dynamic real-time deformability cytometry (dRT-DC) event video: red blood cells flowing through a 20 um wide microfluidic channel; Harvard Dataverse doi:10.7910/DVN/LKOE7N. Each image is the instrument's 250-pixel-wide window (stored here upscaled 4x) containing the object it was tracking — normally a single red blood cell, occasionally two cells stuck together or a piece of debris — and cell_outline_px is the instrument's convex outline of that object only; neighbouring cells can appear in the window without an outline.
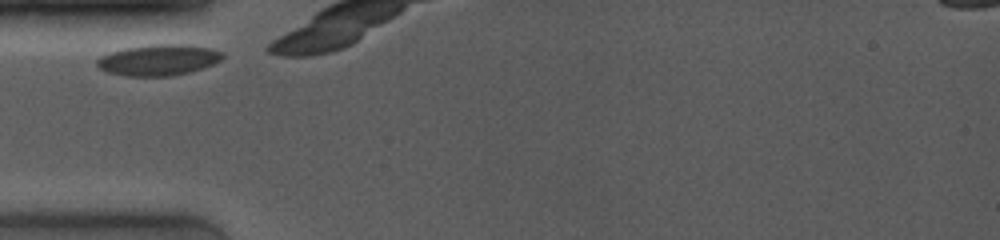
{"species": "common noctule bat (a hibernating species)", "species_latin": "Nyctalus noctula", "temperature_condition": "room temperature", "stored_images_in_passage": 4, "camera_frame_rate_fps": 4000, "um_per_image_px": 0.085, "animal": {"sex": "female", "body_mass_g": 19.0, "forearm_length_mm": 53.3}, "frame": {"image": 1, "passage_image": 1, "time_ms": 0.0, "image_size_px": [1000, 240], "cell_outline_px": [[224, 56], [220, 60], [212, 64], [188, 72], [168, 76], [124, 76], [108, 72], [100, 68], [96, 64], [96, 60], [100, 56], [124, 48], [152, 44], [188, 44], [212, 48], [220, 52]], "centroid_in_image_um": [13.44, 5.09], "position_along_channel_um": 71.6, "area_um2": 22.54}}